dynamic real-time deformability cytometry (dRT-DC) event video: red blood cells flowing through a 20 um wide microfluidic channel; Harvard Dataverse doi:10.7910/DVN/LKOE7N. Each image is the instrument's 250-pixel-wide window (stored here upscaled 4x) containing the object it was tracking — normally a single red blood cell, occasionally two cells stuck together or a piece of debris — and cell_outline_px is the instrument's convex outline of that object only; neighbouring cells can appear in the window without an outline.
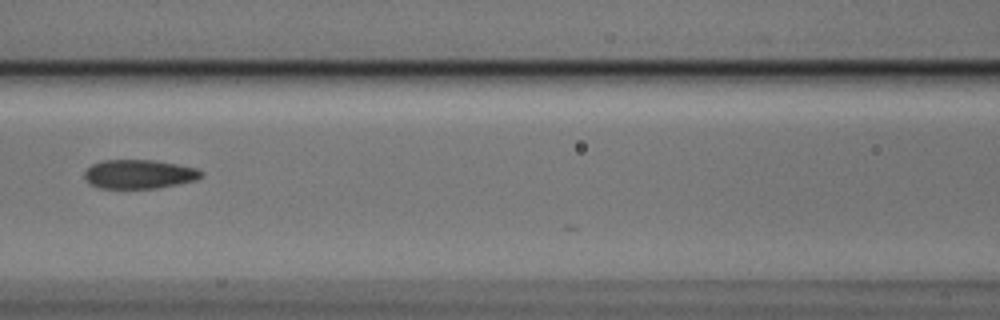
{"species": "Egyptian fruit bat (a non-hibernating species)", "species_latin": "Rousettus aegyptiacus", "temperature_condition": "cold", "stored_images_in_passage": 3, "camera_frame_rate_fps": 3000, "um_per_image_px": 0.085, "animal": {"sex": "male"}, "frame": {"image": 1, "passage_image": 3, "time_ms": 0.667, "image_size_px": [1000, 320], "cell_outline_px": [[204, 172], [196, 180], [156, 188], [100, 188], [88, 184], [84, 176], [84, 172], [92, 164], [104, 160], [152, 160], [176, 164], [196, 168]], "centroid_in_image_um": [11.78, 14.8], "position_along_channel_um": 154.8, "area_um2": 19.59}}